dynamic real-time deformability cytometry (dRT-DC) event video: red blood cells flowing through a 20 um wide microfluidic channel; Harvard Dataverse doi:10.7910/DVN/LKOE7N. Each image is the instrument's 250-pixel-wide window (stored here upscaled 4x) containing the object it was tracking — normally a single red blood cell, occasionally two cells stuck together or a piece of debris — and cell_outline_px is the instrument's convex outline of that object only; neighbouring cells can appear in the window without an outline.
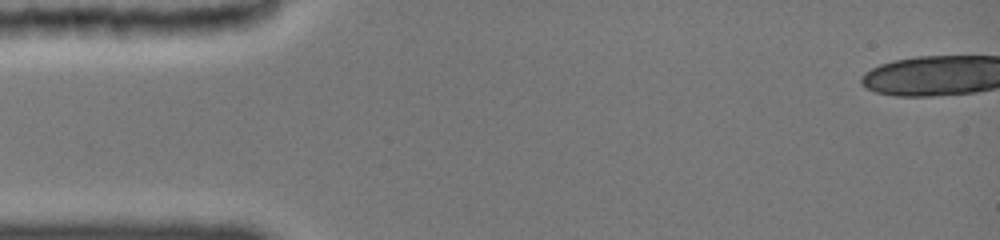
{"species": "common noctule bat (a hibernating species)", "species_latin": "Nyctalus noctula", "temperature_condition": "cold", "stored_images_in_passage": 1, "camera_frame_rate_fps": 3000, "um_per_image_px": 0.085, "animal": {"sex": "female", "body_mass_g": 19.0, "forearm_length_mm": 51.5}, "frame": {"image": 1, "passage_image": 1, "time_ms": 0.0, "image_size_px": [1000, 240], "cell_outline_px": [[236, 24], [220, 36], [84, 36], [52, 32], [36, 28], [28, 24], [32, 20], [224, 16], [232, 16]], "centroid_in_image_um": [11.87, 2.25], "position_along_channel_um": 73.1, "area_um2": 24.57}}